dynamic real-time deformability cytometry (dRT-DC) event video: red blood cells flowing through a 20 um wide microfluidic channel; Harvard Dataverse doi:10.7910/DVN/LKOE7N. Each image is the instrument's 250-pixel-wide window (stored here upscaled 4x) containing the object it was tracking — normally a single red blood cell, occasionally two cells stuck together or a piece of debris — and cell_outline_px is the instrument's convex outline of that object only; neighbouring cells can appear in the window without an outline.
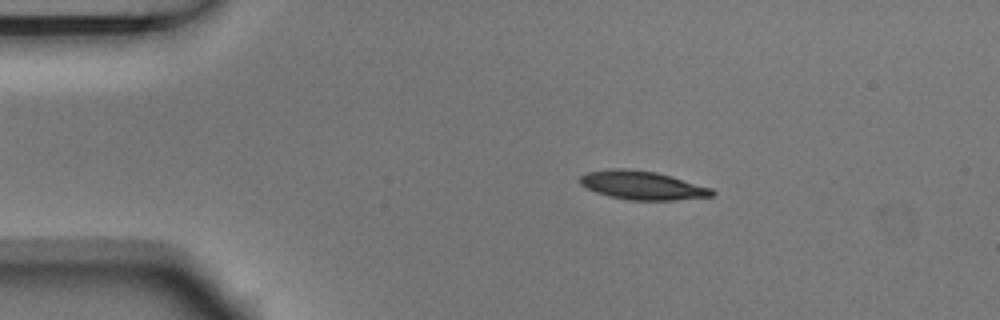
{"species": "Egyptian fruit bat (a non-hibernating species)", "species_latin": "Rousettus aegyptiacus", "temperature_condition": "room temperature", "stored_images_in_passage": 5, "camera_frame_rate_fps": 3000, "um_per_image_px": 0.085, "animal": {"sex": "male"}, "frame": {"image": 1, "passage_image": 2, "time_ms": 0.333, "image_size_px": [1000, 320], "cell_outline_px": [[716, 192], [712, 196], [672, 200], [628, 200], [608, 196], [596, 192], [580, 184], [580, 176], [588, 172], [612, 168], [624, 168], [656, 172], [672, 176], [712, 188]], "centroid_in_image_um": [54.6, 15.75], "position_along_channel_um": 30.4, "area_um2": 21.96}}
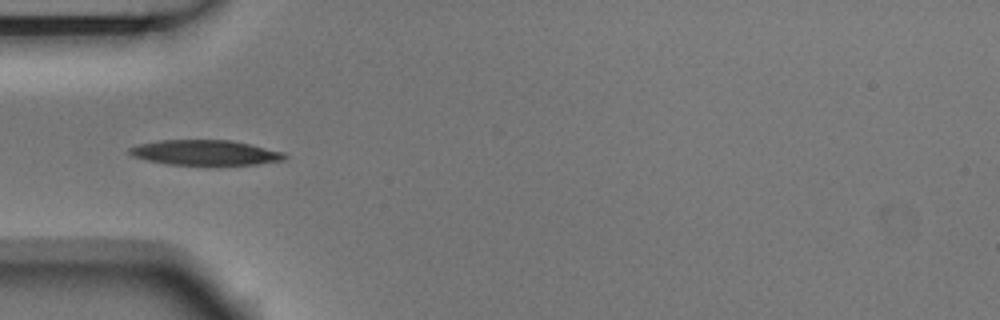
{"frame": {"image": 2, "passage_image": 4, "time_ms": 1.0, "image_size_px": [1000, 320], "cell_outline_px": [[288, 156], [284, 160], [256, 164], [168, 164], [148, 160], [132, 156], [128, 152], [128, 148], [140, 144], [160, 140], [232, 140], [284, 152]], "centroid_in_image_um": [17.44, 12.96], "position_along_channel_um": 67.6, "area_um2": 22.43}}
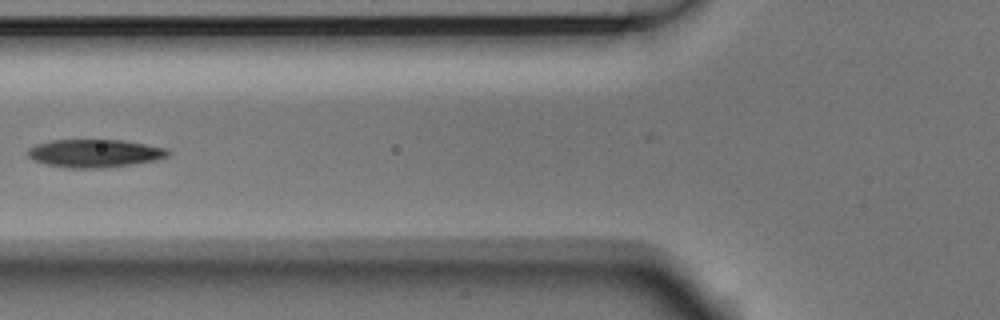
{"frame": {"image": 3, "passage_image": 5, "time_ms": 1.333, "image_size_px": [1000, 320], "cell_outline_px": [[172, 152], [168, 156], [156, 160], [132, 164], [100, 168], [72, 168], [44, 164], [32, 160], [24, 152], [28, 148], [36, 144], [52, 140], [124, 140], [168, 148]], "centroid_in_image_um": [8.03, 13.03], "position_along_channel_um": 117.8, "area_um2": 23.12}}